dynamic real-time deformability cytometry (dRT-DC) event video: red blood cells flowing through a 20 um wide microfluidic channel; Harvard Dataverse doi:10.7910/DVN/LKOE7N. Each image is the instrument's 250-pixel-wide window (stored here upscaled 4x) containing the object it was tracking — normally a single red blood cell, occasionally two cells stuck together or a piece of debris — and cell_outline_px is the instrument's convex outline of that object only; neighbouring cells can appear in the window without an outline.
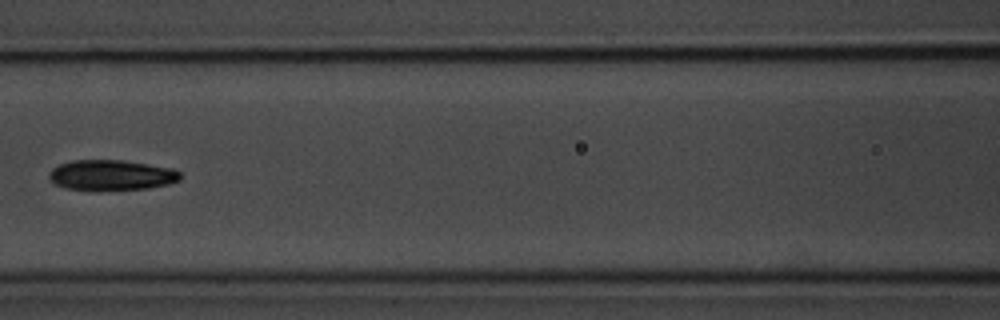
{"species": "common noctule bat (a hibernating species)", "species_latin": "Nyctalus noctula", "temperature_condition": "room temperature", "stored_images_in_passage": 15, "camera_frame_rate_fps": 3000, "um_per_image_px": 0.085, "animal": {"sex": "male", "body_mass_g": 20.1, "forearm_length_mm": 53.5}, "frame": {"image": 1, "passage_image": 7, "time_ms": 8.0, "image_size_px": [1000, 320], "cell_outline_px": [[180, 180], [168, 184], [148, 188], [68, 188], [56, 184], [48, 176], [48, 172], [52, 168], [60, 164], [72, 160], [124, 160], [172, 168], [180, 172]], "centroid_in_image_um": [9.49, 14.84], "position_along_channel_um": 157.1, "area_um2": 22.48}}